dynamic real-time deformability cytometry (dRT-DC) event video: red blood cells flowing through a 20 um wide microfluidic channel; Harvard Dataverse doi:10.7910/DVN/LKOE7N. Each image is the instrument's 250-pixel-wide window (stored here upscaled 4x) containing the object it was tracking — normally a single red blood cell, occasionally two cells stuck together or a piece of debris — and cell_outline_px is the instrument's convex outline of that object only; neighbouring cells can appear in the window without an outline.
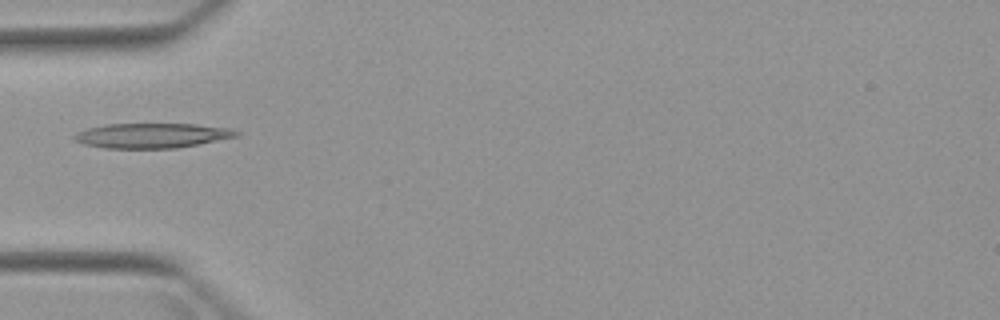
{"species": "Egyptian fruit bat (a non-hibernating species)", "species_latin": "Rousettus aegyptiacus", "temperature_condition": "warm", "stored_images_in_passage": 5, "camera_frame_rate_fps": 3000, "um_per_image_px": 0.085, "animal": {"sex": "female"}, "frame": {"image": 1, "passage_image": 5, "time_ms": 4.667, "image_size_px": [1000, 320], "cell_outline_px": [[240, 136], [200, 144], [176, 148], [104, 148], [84, 144], [76, 140], [72, 136], [76, 132], [88, 128], [104, 124], [196, 124], [232, 128], [240, 132]], "centroid_in_image_um": [12.96, 11.52], "position_along_channel_um": 72.0, "area_um2": 23.64}}